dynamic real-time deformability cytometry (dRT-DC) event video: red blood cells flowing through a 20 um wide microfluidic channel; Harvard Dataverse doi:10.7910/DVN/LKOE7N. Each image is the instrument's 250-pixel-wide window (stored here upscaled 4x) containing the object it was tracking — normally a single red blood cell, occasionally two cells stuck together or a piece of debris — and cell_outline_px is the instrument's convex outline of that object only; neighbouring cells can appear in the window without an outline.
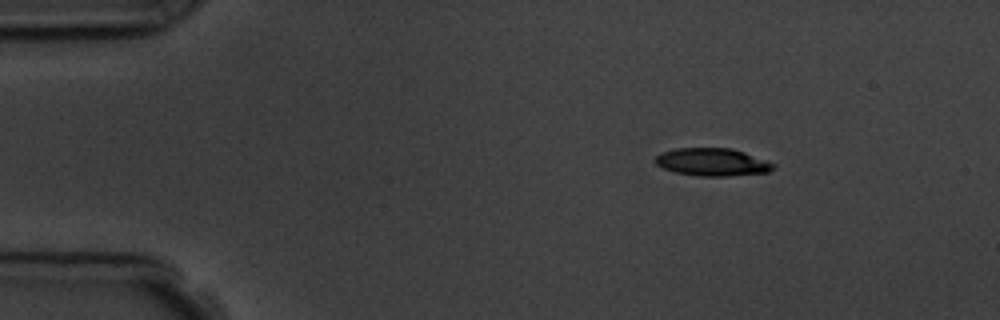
{"species": "common noctule bat (a hibernating species)", "species_latin": "Nyctalus noctula", "temperature_condition": "room temperature", "stored_images_in_passage": 4, "camera_frame_rate_fps": 3000, "um_per_image_px": 0.085, "animal": {"sex": "male", "body_mass_g": 19.5, "forearm_length_mm": 54.6}, "frame": {"image": 1, "passage_image": 1, "time_ms": 0.0, "image_size_px": [1000, 320], "cell_outline_px": [[776, 168], [768, 172], [728, 176], [700, 176], [676, 172], [664, 168], [656, 164], [652, 160], [660, 152], [676, 148], [728, 148], [744, 152], [776, 164]], "centroid_in_image_um": [60.53, 13.77], "position_along_channel_um": 24.5, "area_um2": 19.07}}
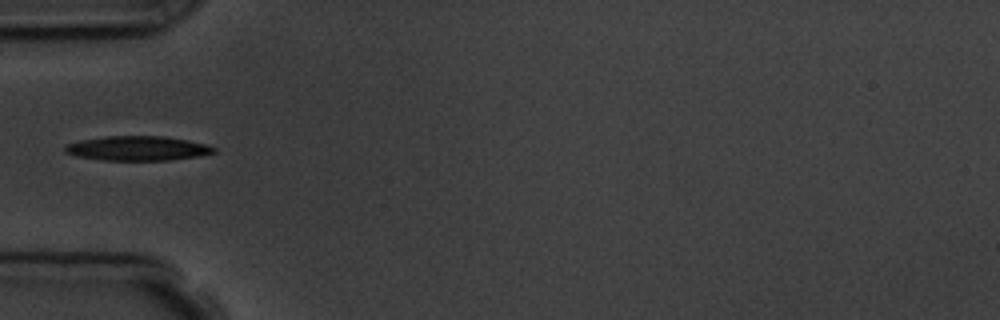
{"frame": {"image": 2, "passage_image": 4, "time_ms": 3.333, "image_size_px": [1000, 320], "cell_outline_px": [[216, 152], [200, 156], [172, 160], [104, 160], [76, 156], [64, 152], [64, 148], [68, 144], [80, 140], [108, 136], [164, 136], [188, 140], [204, 144], [216, 148]], "centroid_in_image_um": [11.71, 12.61], "position_along_channel_um": 73.3, "area_um2": 21.21}}